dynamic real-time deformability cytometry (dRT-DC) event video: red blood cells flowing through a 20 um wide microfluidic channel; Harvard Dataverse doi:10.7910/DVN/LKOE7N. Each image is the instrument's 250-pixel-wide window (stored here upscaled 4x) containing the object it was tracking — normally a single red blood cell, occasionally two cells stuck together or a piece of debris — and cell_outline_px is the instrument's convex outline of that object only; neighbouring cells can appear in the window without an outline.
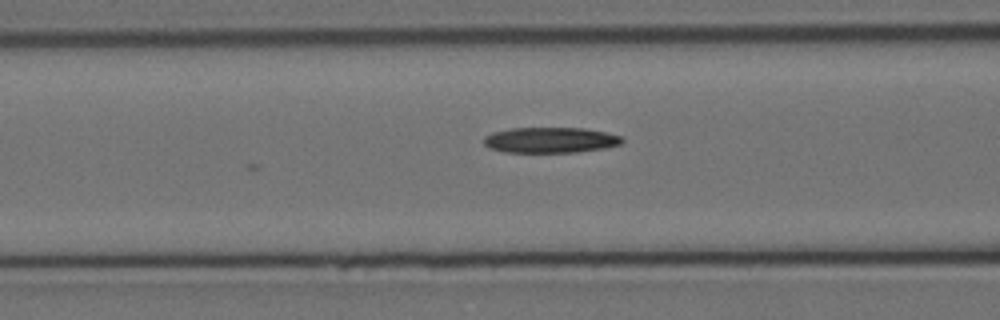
{"species": "Egyptian fruit bat (a non-hibernating species)", "species_latin": "Rousettus aegyptiacus", "temperature_condition": "cold", "stored_images_in_passage": 3, "camera_frame_rate_fps": 3000, "um_per_image_px": 0.085, "animal": {"sex": "female"}, "frame": {"image": 1, "passage_image": 3, "time_ms": 3.333, "image_size_px": [1000, 320], "cell_outline_px": [[624, 140], [620, 144], [604, 148], [576, 152], [504, 152], [488, 148], [484, 144], [484, 136], [492, 132], [512, 128], [584, 128], [604, 132], [620, 136]], "centroid_in_image_um": [46.74, 11.9], "position_along_channel_um": 119.9, "area_um2": 20.58}}